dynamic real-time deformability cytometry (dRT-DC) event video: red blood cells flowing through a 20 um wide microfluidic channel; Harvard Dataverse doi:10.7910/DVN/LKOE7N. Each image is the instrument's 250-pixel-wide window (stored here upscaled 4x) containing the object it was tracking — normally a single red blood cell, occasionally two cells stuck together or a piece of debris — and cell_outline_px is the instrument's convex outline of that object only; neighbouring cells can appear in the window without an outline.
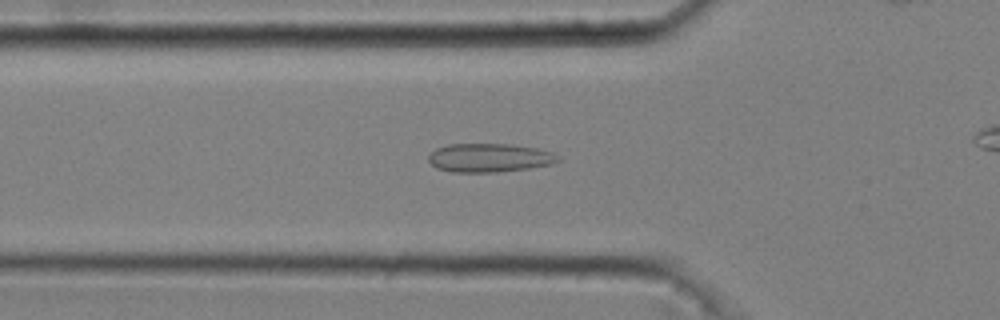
{"species": "common noctule bat (a hibernating species)", "species_latin": "Nyctalus noctula", "temperature_condition": "cold", "stored_images_in_passage": 46, "camera_frame_rate_fps": 3000, "um_per_image_px": 0.085, "animal": {"sex": "male", "body_mass_g": 20.4}, "frame": {"image": 1, "passage_image": 17, "time_ms": 5.333, "image_size_px": [1000, 320], "cell_outline_px": [[560, 160], [552, 164], [528, 168], [496, 172], [452, 172], [436, 168], [428, 160], [428, 156], [436, 148], [448, 144], [512, 144], [536, 148], [552, 152], [560, 156]], "centroid_in_image_um": [41.6, 13.41], "position_along_channel_um": 84.2, "area_um2": 21.68}}
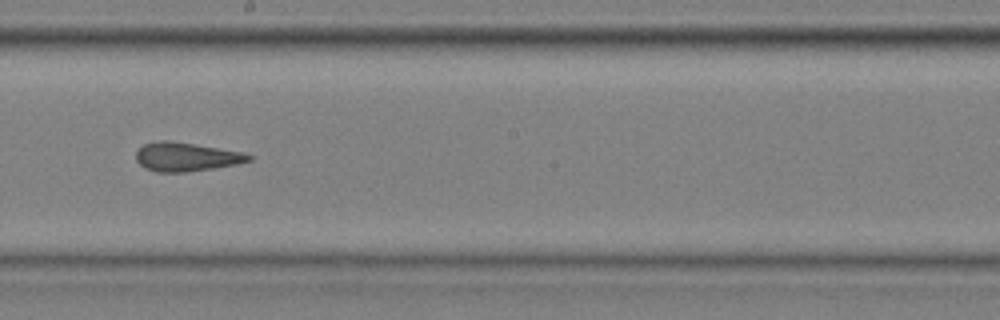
{"frame": {"image": 2, "passage_image": 29, "time_ms": 9.333, "image_size_px": [1000, 320], "cell_outline_px": [[252, 160], [236, 164], [212, 168], [184, 172], [156, 172], [144, 168], [136, 160], [136, 152], [144, 144], [160, 140], [168, 140], [244, 152], [252, 156]], "centroid_in_image_um": [15.81, 13.33], "position_along_channel_um": 232.4, "area_um2": 18.79}}
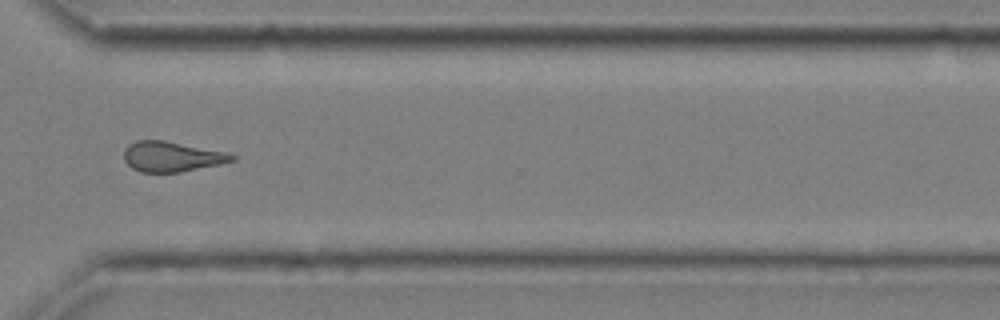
{"frame": {"image": 3, "passage_image": 39, "time_ms": 12.667, "image_size_px": [1000, 320], "cell_outline_px": [[236, 160], [220, 164], [180, 172], [140, 172], [132, 168], [124, 160], [124, 148], [128, 144], [136, 140], [164, 140], [228, 152], [236, 156]], "centroid_in_image_um": [14.6, 13.3], "position_along_channel_um": 356.0, "area_um2": 19.13}, "authors_computed_cell_mechanics": {"area_um2": 19.6809, "velocity_mm_per_s": 3.6931, "shape_relaxation_time_tau1_ms": null, "shape_relaxation_time_tau2_ms": 2.6631, "deformation_change_tau1": null, "deformation_change_tau2": 0.1152}}